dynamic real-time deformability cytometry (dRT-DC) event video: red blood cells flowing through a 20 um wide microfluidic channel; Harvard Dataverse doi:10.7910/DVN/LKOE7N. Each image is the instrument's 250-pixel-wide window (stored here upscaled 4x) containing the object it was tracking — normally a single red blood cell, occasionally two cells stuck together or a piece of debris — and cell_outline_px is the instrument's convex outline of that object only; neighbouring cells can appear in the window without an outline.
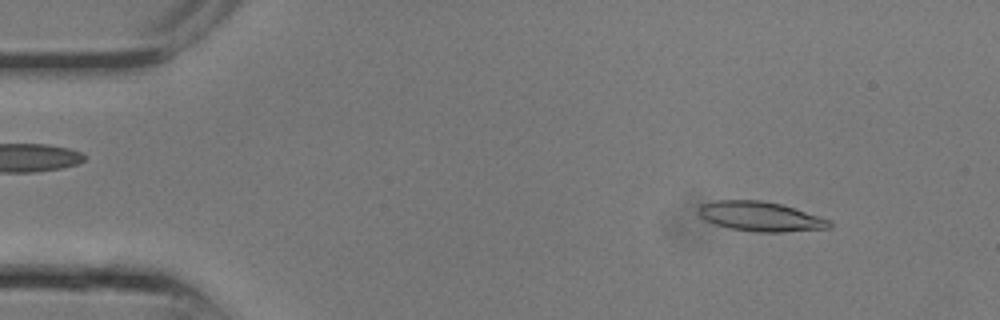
{"species": "common noctule bat (a hibernating species)", "species_latin": "Nyctalus noctula", "temperature_condition": "room temperature", "stored_images_in_passage": 8, "camera_frame_rate_fps": 3000, "um_per_image_px": 0.085, "animal": {"sex": "male", "body_mass_g": 13.3}, "frame": {"image": 1, "passage_image": 2, "time_ms": 0.333, "image_size_px": [1000, 320], "cell_outline_px": [[832, 228], [784, 232], [756, 232], [728, 228], [704, 220], [700, 216], [700, 204], [716, 200], [760, 200], [780, 204], [832, 220]], "centroid_in_image_um": [64.66, 18.41], "position_along_channel_um": 20.3, "area_um2": 22.6}}
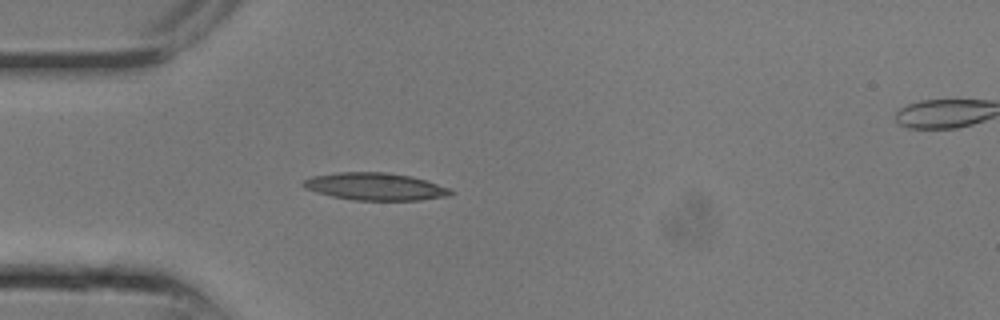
{"frame": {"image": 2, "passage_image": 6, "time_ms": 1.667, "image_size_px": [1000, 320], "cell_outline_px": [[456, 192], [448, 196], [420, 200], [352, 200], [332, 196], [316, 192], [304, 188], [300, 184], [304, 180], [312, 176], [336, 172], [384, 172], [412, 176], [452, 188]], "centroid_in_image_um": [31.91, 15.85], "position_along_channel_um": 53.1, "area_um2": 23.76}}
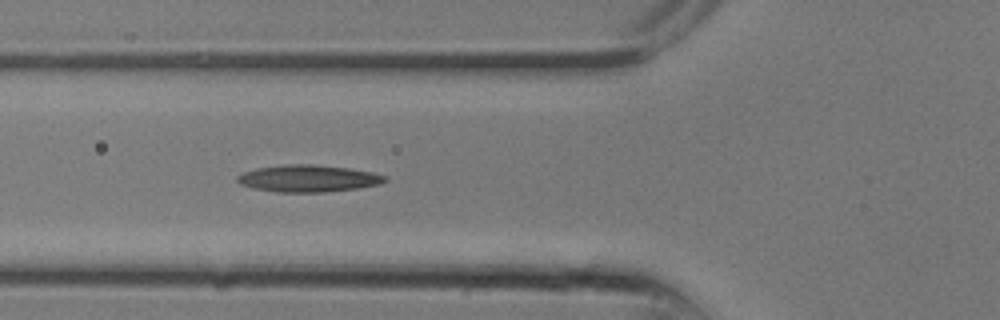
{"frame": {"image": 3, "passage_image": 8, "time_ms": 2.333, "image_size_px": [1000, 320], "cell_outline_px": [[388, 180], [380, 184], [360, 188], [324, 192], [276, 192], [252, 188], [240, 184], [236, 180], [236, 176], [244, 172], [256, 168], [288, 164], [316, 164], [348, 168], [372, 172], [388, 176]], "centroid_in_image_um": [26.21, 15.17], "position_along_channel_um": 99.6, "area_um2": 23.41}}